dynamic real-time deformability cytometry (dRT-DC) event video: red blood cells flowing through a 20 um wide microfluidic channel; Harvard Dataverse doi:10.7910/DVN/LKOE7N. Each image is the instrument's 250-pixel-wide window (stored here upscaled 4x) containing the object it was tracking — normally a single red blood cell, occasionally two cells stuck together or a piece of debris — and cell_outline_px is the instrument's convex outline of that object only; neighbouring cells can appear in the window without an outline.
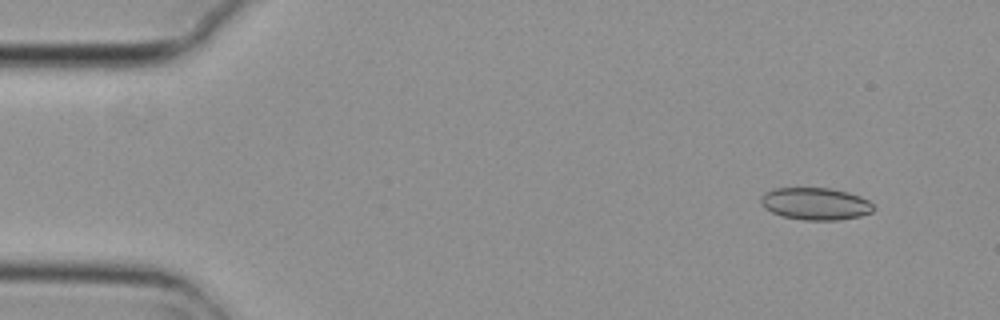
{"species": "common noctule bat (a hibernating species)", "species_latin": "Nyctalus noctula", "temperature_condition": "cold", "stored_images_in_passage": 6, "camera_frame_rate_fps": 3000, "um_per_image_px": 0.085, "animal": {"sex": "female", "body_mass_g": 29.2, "forearm_length_mm": 56.3}, "frame": {"image": 1, "passage_image": 2, "time_ms": 0.333, "image_size_px": [1000, 320], "cell_outline_px": [[876, 208], [872, 212], [860, 216], [840, 220], [804, 220], [784, 216], [772, 212], [764, 208], [760, 204], [760, 196], [764, 192], [772, 188], [828, 188], [848, 192], [860, 196], [868, 200]], "centroid_in_image_um": [69.3, 17.31], "position_along_channel_um": 15.7, "area_um2": 21.33}}
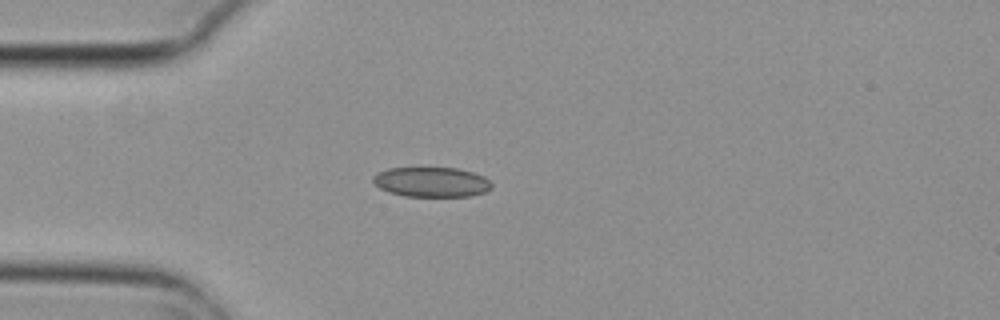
{"frame": {"image": 2, "passage_image": 4, "time_ms": 1.0, "image_size_px": [1000, 320], "cell_outline_px": [[492, 188], [484, 192], [472, 196], [404, 196], [388, 192], [380, 188], [372, 180], [372, 176], [388, 168], [456, 168], [472, 172], [484, 176], [492, 184]], "centroid_in_image_um": [36.68, 15.47], "position_along_channel_um": 48.3, "area_um2": 20.58}}